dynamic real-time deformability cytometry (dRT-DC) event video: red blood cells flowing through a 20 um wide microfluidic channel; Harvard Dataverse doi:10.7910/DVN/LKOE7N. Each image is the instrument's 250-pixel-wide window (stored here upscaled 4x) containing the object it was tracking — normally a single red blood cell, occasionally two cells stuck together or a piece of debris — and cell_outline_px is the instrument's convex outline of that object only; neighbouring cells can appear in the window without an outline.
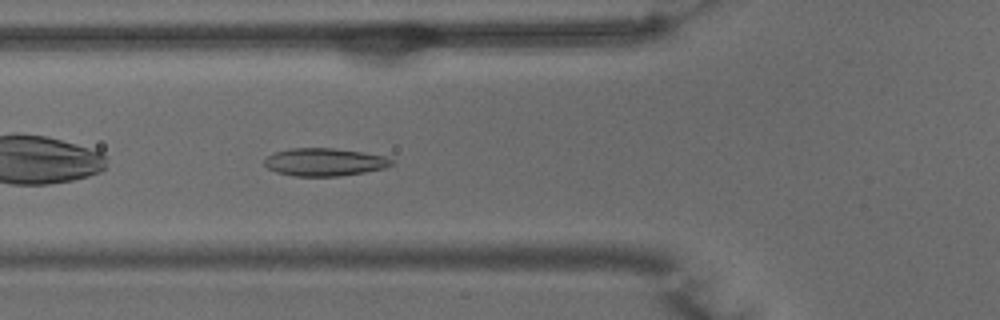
{"species": "common noctule bat (a hibernating species)", "species_latin": "Nyctalus noctula", "temperature_condition": "warm", "stored_images_in_passage": 38, "camera_frame_rate_fps": 3000, "um_per_image_px": 0.085, "animal": {"sex": "male", "body_mass_g": 15.6}, "frame": {"image": 1, "passage_image": 4, "time_ms": 1.0, "image_size_px": [1000, 320], "cell_outline_px": [[396, 164], [384, 168], [364, 172], [340, 176], [296, 176], [276, 172], [268, 168], [264, 164], [264, 160], [268, 156], [276, 152], [292, 148], [332, 148], [364, 152], [384, 156], [396, 160]], "centroid_in_image_um": [27.64, 13.77], "position_along_channel_um": 98.2, "area_um2": 20.63}}
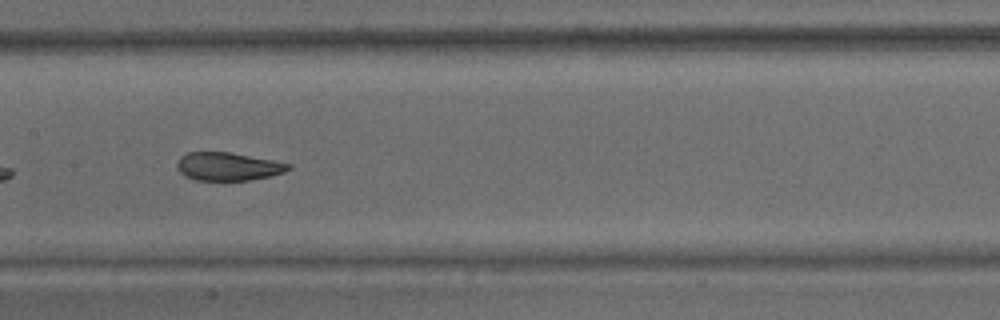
{"frame": {"image": 2, "passage_image": 11, "time_ms": 3.333, "image_size_px": [1000, 320], "cell_outline_px": [[292, 168], [284, 172], [268, 176], [248, 180], [196, 180], [184, 176], [176, 168], [176, 164], [180, 156], [188, 152], [232, 152], [292, 164]], "centroid_in_image_um": [19.35, 14.14], "position_along_channel_um": 188.0, "area_um2": 18.32}}
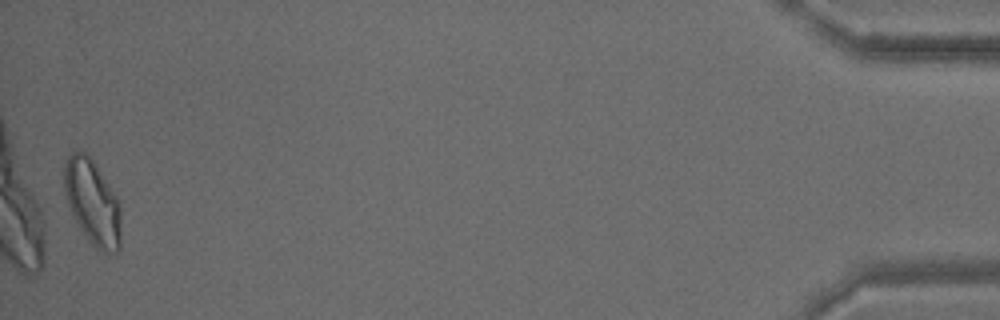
{"frame": {"image": 3, "passage_image": 37, "time_ms": 12.0, "image_size_px": [1000, 320], "cell_outline_px": [[120, 248], [116, 252], [104, 252], [96, 248], [84, 232], [76, 220], [68, 204], [64, 188], [64, 164], [68, 156], [72, 152], [80, 148], [92, 160], [116, 196], [120, 208]], "centroid_in_image_um": [7.85, 17.16], "position_along_channel_um": 427.3, "area_um2": 27.51}, "authors_computed_cell_mechanics": {"area_um2": 20.4323, "velocity_mm_per_s": 3.8288, "shape_relaxation_time_tau1_ms": 6.8191, "shape_relaxation_time_tau2_ms": 1.01, "deformation_change_tau1": 0.192, "deformation_change_tau2": 0.0756}}